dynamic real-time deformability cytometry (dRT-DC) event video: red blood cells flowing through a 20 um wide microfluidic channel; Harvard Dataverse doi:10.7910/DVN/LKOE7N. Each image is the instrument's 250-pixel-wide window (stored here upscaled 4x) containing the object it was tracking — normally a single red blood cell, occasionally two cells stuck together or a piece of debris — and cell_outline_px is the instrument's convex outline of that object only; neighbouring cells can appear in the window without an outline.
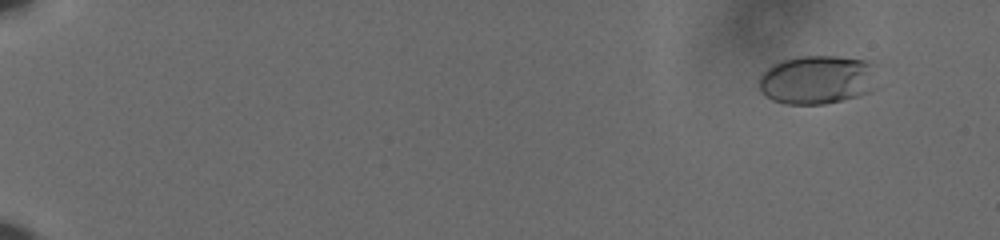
{"species": "human", "species_latin": "Homo sapiens", "temperature_condition": "cold", "stored_images_in_passage": 62, "camera_frame_rate_fps": 3000, "um_per_image_px": 0.085, "donor": {"sex": "male"}, "frame": {"image": 1, "passage_image": 7, "time_ms": 2.0, "image_size_px": [1000, 240], "cell_outline_px": [[876, 88], [872, 92], [860, 96], [844, 100], [824, 104], [784, 104], [772, 100], [764, 96], [760, 92], [756, 84], [756, 80], [772, 64], [780, 60], [800, 56], [836, 56], [868, 60], [876, 64]], "centroid_in_image_um": [69.48, 6.78], "position_along_channel_um": 15.5, "area_um2": 34.8}}
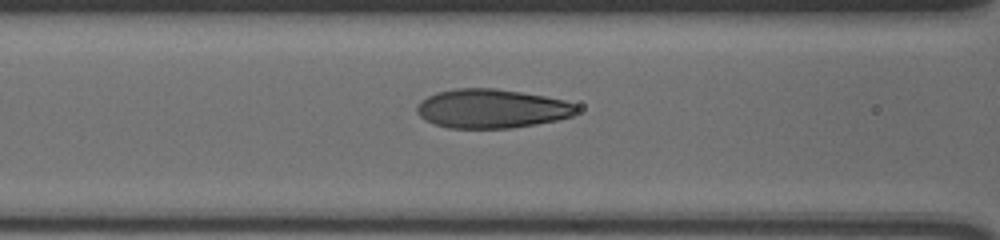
{"frame": {"image": 2, "passage_image": 31, "time_ms": 10.0, "image_size_px": [1000, 240], "cell_outline_px": [[576, 112], [572, 116], [556, 120], [536, 124], [512, 128], [448, 128], [432, 124], [424, 120], [416, 112], [416, 108], [420, 100], [436, 92], [456, 88], [492, 88], [520, 92], [544, 96], [564, 100], [572, 104], [576, 108]], "centroid_in_image_um": [41.72, 9.24], "position_along_channel_um": 124.9, "area_um2": 36.3}}
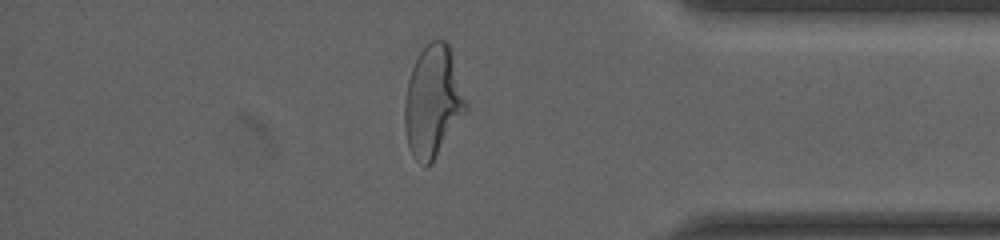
{"frame": {"image": 3, "passage_image": 55, "time_ms": 18.0, "image_size_px": [1000, 240], "cell_outline_px": [[468, 108], [432, 164], [424, 168], [412, 156], [408, 144], [404, 128], [404, 104], [408, 80], [412, 68], [420, 52], [432, 40], [444, 40], [448, 44], [468, 104]], "centroid_in_image_um": [36.78, 8.69], "position_along_channel_um": 398.4, "area_um2": 39.65}, "authors_computed_cell_mechanics": {"area_um2": 36.0094, "velocity_mm_per_s": 3.6178, "shape_relaxation_time_tau1_ms": 4.5139, "shape_relaxation_time_tau2_ms": null, "deformation_change_tau1": 0.1944, "deformation_change_tau2": null}}